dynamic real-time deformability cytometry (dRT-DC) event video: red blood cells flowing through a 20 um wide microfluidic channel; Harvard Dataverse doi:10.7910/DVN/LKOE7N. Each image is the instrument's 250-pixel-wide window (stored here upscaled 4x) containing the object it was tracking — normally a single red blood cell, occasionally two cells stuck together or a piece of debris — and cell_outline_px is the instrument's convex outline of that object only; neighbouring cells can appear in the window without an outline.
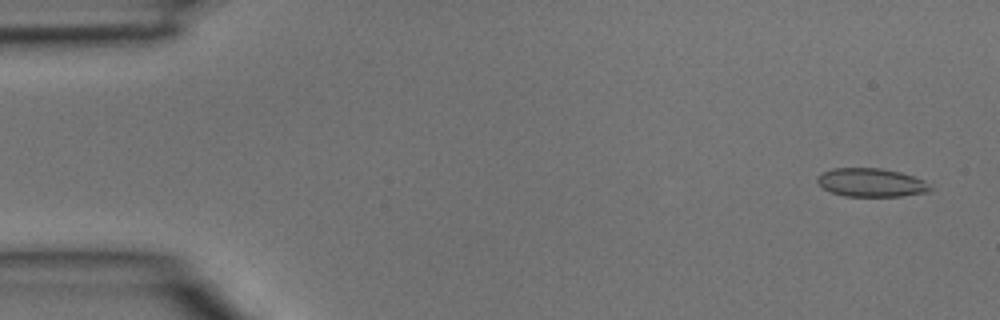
{"species": "common noctule bat (a hibernating species)", "species_latin": "Nyctalus noctula", "temperature_condition": "room temperature", "stored_images_in_passage": 3, "camera_frame_rate_fps": 3000, "um_per_image_px": 0.085, "animal": {"sex": "male", "body_mass_g": 15.6}, "frame": {"image": 1, "passage_image": 1, "time_ms": 0.0, "image_size_px": [1000, 320], "cell_outline_px": [[932, 192], [900, 196], [844, 196], [832, 192], [824, 188], [816, 180], [824, 172], [832, 168], [880, 168], [900, 172], [924, 180], [932, 188]], "centroid_in_image_um": [74.1, 15.52], "position_along_channel_um": 10.9, "area_um2": 18.61}}